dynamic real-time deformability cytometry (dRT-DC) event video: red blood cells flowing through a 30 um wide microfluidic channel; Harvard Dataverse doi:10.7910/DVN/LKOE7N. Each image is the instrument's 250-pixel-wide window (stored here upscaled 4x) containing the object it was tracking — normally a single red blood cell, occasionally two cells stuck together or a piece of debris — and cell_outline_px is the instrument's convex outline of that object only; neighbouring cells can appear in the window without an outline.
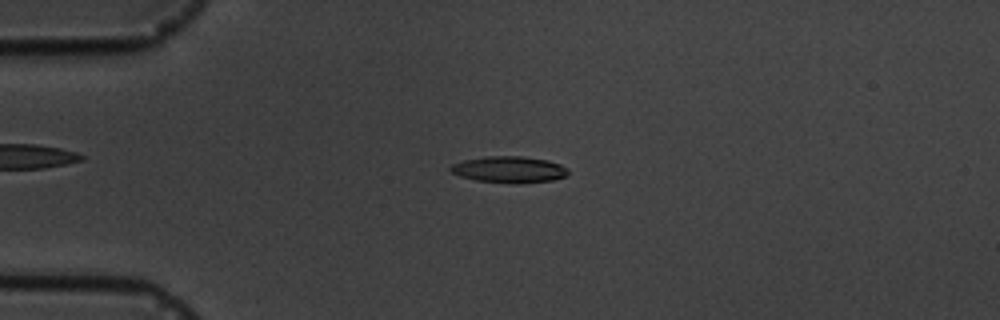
{"species": "common noctule bat (a hibernating species)", "species_latin": "Nyctalus noctula", "temperature_condition": "cold", "stored_images_in_passage": 5, "camera_frame_rate_fps": 3000, "um_per_image_px": 0.085, "animal": {"sex": "male", "body_mass_g": 19.5, "forearm_length_mm": 54.6}, "frame": {"image": 1, "passage_image": 3, "time_ms": 2.333, "image_size_px": [1000, 320], "cell_outline_px": [[568, 176], [552, 180], [520, 184], [476, 180], [460, 176], [452, 172], [448, 168], [452, 164], [464, 160], [488, 156], [520, 156], [548, 160], [560, 164], [568, 168]], "centroid_in_image_um": [43.31, 14.41], "position_along_channel_um": 41.7, "area_um2": 18.15}}
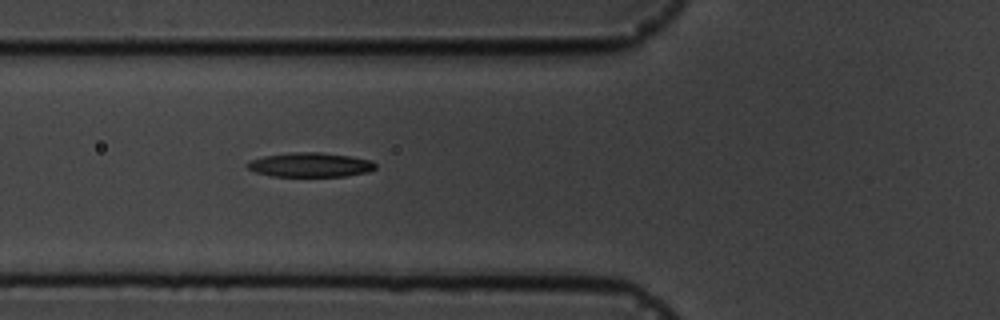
{"frame": {"image": 2, "passage_image": 5, "time_ms": 4.667, "image_size_px": [1000, 320], "cell_outline_px": [[376, 168], [368, 172], [344, 176], [272, 176], [256, 172], [248, 168], [244, 164], [248, 160], [264, 156], [292, 152], [320, 152], [352, 156], [372, 160], [376, 164]], "centroid_in_image_um": [26.37, 14.0], "position_along_channel_um": 99.4, "area_um2": 18.32}}